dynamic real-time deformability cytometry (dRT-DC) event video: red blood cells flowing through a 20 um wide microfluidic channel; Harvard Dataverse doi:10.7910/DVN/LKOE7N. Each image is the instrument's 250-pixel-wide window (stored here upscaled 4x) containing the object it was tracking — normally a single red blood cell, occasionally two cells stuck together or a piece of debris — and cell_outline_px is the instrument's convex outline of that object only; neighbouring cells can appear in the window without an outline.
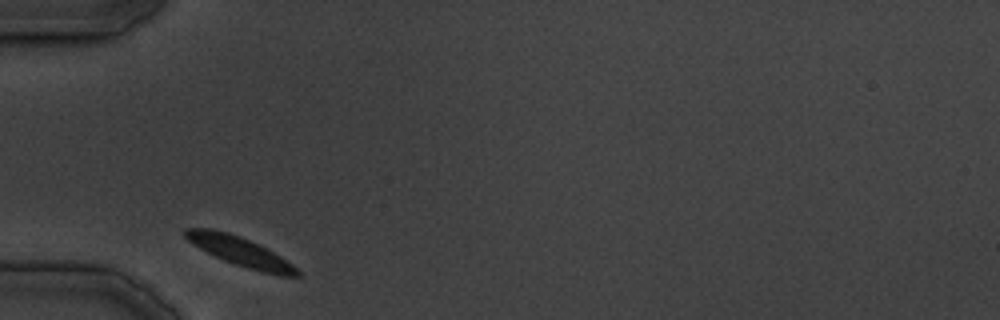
{"species": "common noctule bat (a hibernating species)", "species_latin": "Nyctalus noctula", "temperature_condition": "cold", "stored_images_in_passage": 10, "camera_frame_rate_fps": 3000, "um_per_image_px": 0.085, "animal": {"sex": "male", "body_mass_g": 19.5, "forearm_length_mm": 54.6}, "frame": {"image": 1, "passage_image": 1, "time_ms": 0.0, "image_size_px": [1000, 320], "cell_outline_px": [[300, 276], [280, 276], [248, 268], [224, 260], [192, 244], [184, 236], [184, 228], [208, 228], [228, 232], [240, 236], [280, 256], [292, 264], [300, 272]], "centroid_in_image_um": [20.39, 21.37], "position_along_channel_um": 64.6, "area_um2": 18.5}}
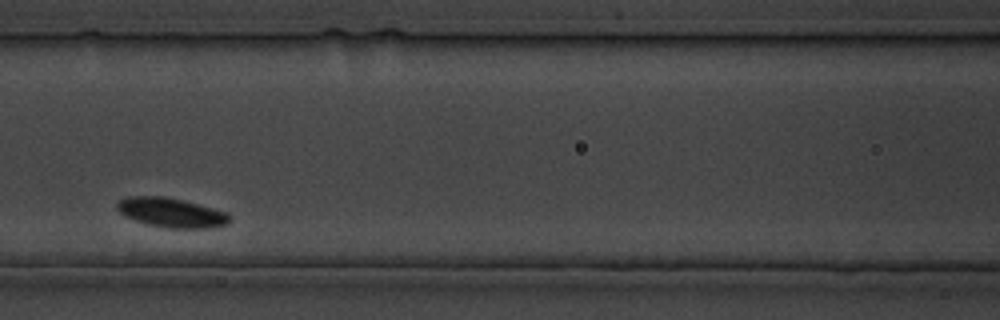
{"frame": {"image": 2, "passage_image": 6, "time_ms": 7.333, "image_size_px": [1000, 320], "cell_outline_px": [[232, 216], [228, 224], [212, 228], [168, 228], [148, 224], [124, 216], [116, 208], [116, 204], [120, 200], [128, 196], [160, 196], [180, 200], [228, 212]], "centroid_in_image_um": [14.58, 18.08], "position_along_channel_um": 152.0, "area_um2": 19.19}}